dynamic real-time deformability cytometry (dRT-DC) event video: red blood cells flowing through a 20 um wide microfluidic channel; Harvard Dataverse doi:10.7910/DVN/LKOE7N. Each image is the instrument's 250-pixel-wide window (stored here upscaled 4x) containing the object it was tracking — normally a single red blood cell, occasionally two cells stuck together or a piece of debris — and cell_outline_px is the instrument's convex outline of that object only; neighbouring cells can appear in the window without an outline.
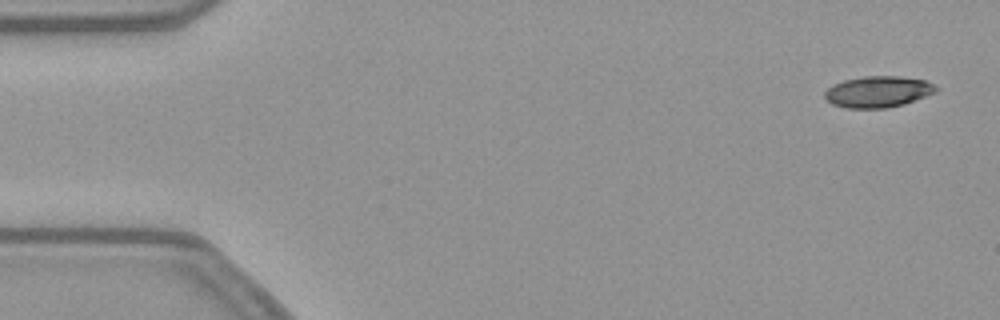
{"species": "common noctule bat (a hibernating species)", "species_latin": "Nyctalus noctula", "temperature_condition": "warm", "stored_images_in_passage": 52, "camera_frame_rate_fps": 3000, "um_per_image_px": 0.085, "animal": {"sex": "female", "body_mass_g": 21.9}, "frame": {"image": 1, "passage_image": 1, "time_ms": 0.0, "image_size_px": [1000, 320], "cell_outline_px": [[936, 92], [904, 104], [884, 108], [848, 108], [832, 104], [824, 100], [824, 92], [832, 84], [844, 80], [864, 76], [900, 76], [924, 80], [932, 84], [936, 88]], "centroid_in_image_um": [74.57, 7.8], "position_along_channel_um": 10.4, "area_um2": 20.23}}
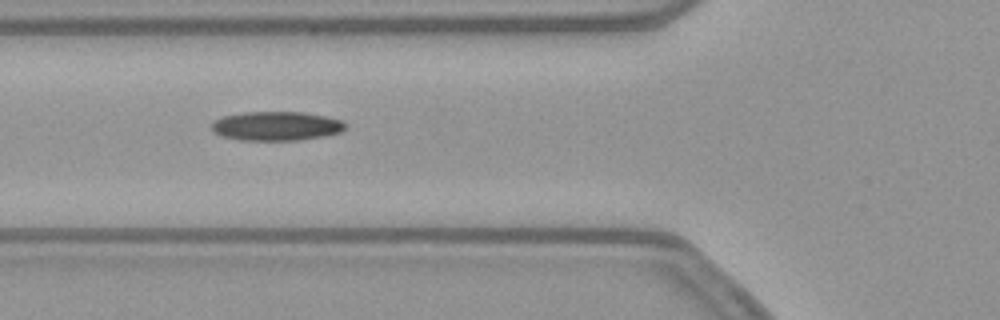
{"frame": {"image": 2, "passage_image": 18, "time_ms": 5.667, "image_size_px": [1000, 320], "cell_outline_px": [[348, 124], [340, 132], [324, 136], [300, 140], [240, 140], [220, 136], [212, 132], [212, 124], [216, 120], [224, 116], [244, 112], [304, 112], [324, 116], [340, 120]], "centroid_in_image_um": [23.48, 10.72], "position_along_channel_um": 102.3, "area_um2": 22.66}}
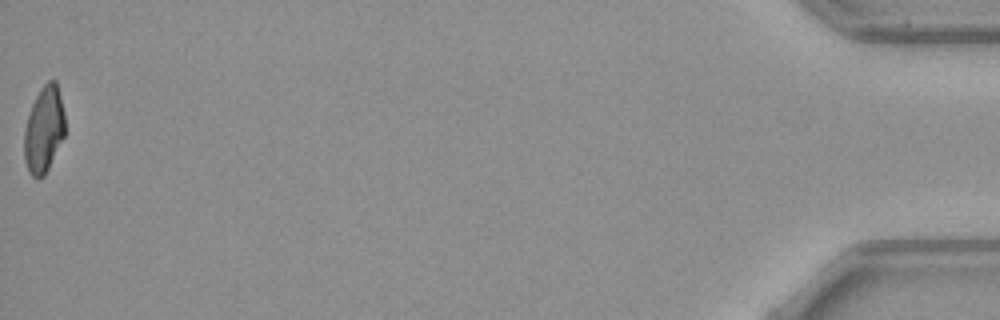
{"frame": {"image": 3, "passage_image": 52, "time_ms": 17.0, "image_size_px": [1000, 320], "cell_outline_px": [[64, 136], [44, 176], [32, 176], [28, 172], [24, 160], [24, 128], [32, 104], [40, 88], [48, 80], [56, 80], [64, 112]], "centroid_in_image_um": [3.72, 10.99], "position_along_channel_um": 431.5, "area_um2": 20.35}, "authors_computed_cell_mechanics": {"area_um2": 21.7906, "velocity_mm_per_s": 3.8469, "shape_relaxation_time_tau1_ms": null, "shape_relaxation_time_tau2_ms": 3.6161, "deformation_change_tau1": null, "deformation_change_tau2": 0.1026}}